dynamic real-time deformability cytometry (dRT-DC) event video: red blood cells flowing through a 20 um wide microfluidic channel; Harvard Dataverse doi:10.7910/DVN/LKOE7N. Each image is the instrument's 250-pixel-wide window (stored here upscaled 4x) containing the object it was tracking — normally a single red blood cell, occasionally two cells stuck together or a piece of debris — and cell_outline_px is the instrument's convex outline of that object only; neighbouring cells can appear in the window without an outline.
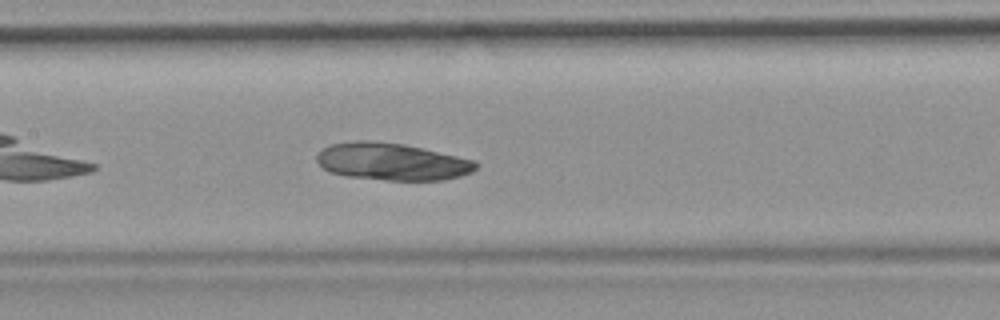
{"species": "common noctule bat (a hibernating species)", "species_latin": "Nyctalus noctula", "temperature_condition": "room temperature", "stored_images_in_passage": 41, "camera_frame_rate_fps": 3000, "um_per_image_px": 0.085, "animal": {"sex": "female", "body_mass_g": 19.9}, "frame": {"image": 1, "passage_image": 12, "time_ms": 3.667, "image_size_px": [1000, 320], "cell_outline_px": [[480, 164], [472, 172], [460, 176], [444, 180], [384, 180], [344, 176], [328, 172], [316, 160], [316, 156], [324, 148], [332, 144], [356, 140], [368, 140], [404, 144], [476, 160]], "centroid_in_image_um": [33.33, 13.74], "position_along_channel_um": 174.1, "area_um2": 34.68}}